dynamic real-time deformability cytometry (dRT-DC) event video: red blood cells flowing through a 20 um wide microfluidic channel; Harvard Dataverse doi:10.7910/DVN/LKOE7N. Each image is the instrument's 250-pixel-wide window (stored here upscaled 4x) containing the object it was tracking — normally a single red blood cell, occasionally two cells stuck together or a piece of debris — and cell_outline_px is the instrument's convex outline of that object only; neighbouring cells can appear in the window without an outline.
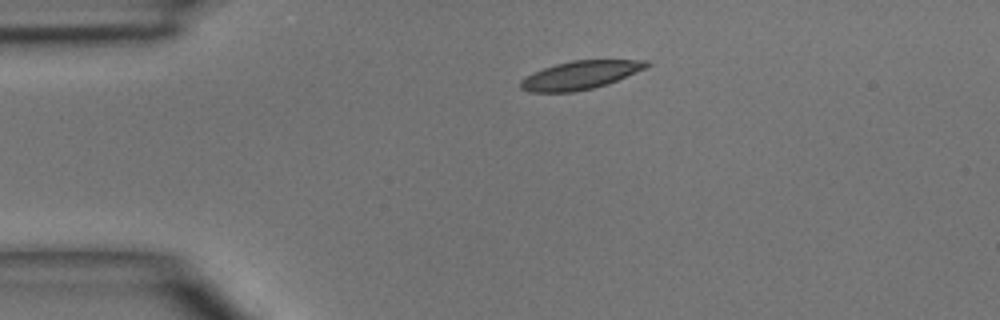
{"species": "common noctule bat (a hibernating species)", "species_latin": "Nyctalus noctula", "temperature_condition": "room temperature", "stored_images_in_passage": 2, "camera_frame_rate_fps": 3000, "um_per_image_px": 0.085, "animal": {"sex": "male", "body_mass_g": 15.6}, "frame": {"image": 1, "passage_image": 1, "time_ms": 0.0, "image_size_px": [1000, 320], "cell_outline_px": [[652, 64], [644, 68], [608, 84], [592, 88], [572, 92], [528, 92], [520, 88], [520, 80], [532, 72], [556, 64], [572, 60], [648, 60]], "centroid_in_image_um": [49.28, 6.38], "position_along_channel_um": 35.7, "area_um2": 20.69}}